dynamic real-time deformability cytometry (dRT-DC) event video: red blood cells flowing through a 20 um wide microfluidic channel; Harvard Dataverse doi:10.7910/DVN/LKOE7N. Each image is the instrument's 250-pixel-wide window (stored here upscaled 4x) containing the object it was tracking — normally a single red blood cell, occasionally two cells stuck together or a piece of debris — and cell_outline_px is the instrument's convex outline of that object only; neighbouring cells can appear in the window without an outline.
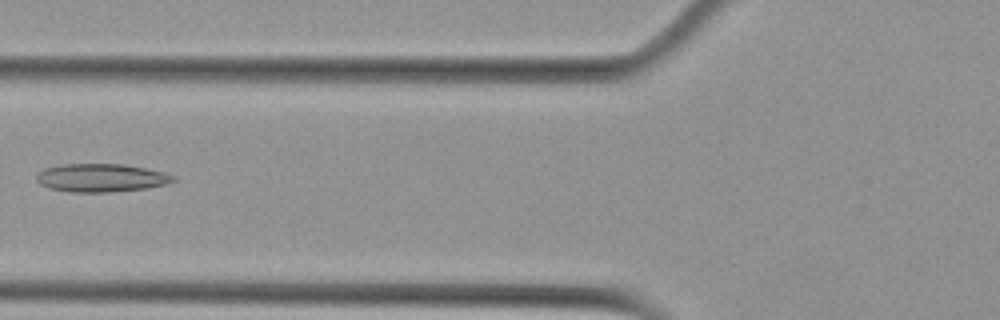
{"species": "Egyptian fruit bat (a non-hibernating species)", "species_latin": "Rousettus aegyptiacus", "temperature_condition": "cold", "stored_images_in_passage": 6, "camera_frame_rate_fps": 3000, "um_per_image_px": 0.085, "animal": {"sex": "female"}, "frame": {"image": 1, "passage_image": 5, "time_ms": 5.667, "image_size_px": [1000, 320], "cell_outline_px": [[176, 180], [164, 184], [148, 188], [108, 192], [72, 192], [48, 188], [40, 184], [36, 180], [36, 176], [44, 168], [60, 164], [124, 164], [164, 172], [176, 176]], "centroid_in_image_um": [8.58, 15.11], "position_along_channel_um": 117.2, "area_um2": 22.48}}
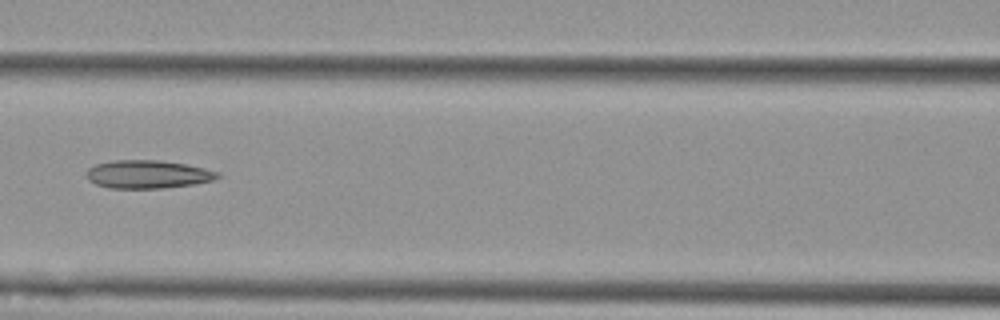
{"frame": {"image": 2, "passage_image": 6, "time_ms": 6.667, "image_size_px": [1000, 320], "cell_outline_px": [[220, 176], [212, 180], [196, 184], [164, 188], [108, 188], [96, 184], [88, 180], [84, 172], [88, 168], [96, 164], [112, 160], [160, 160], [184, 164], [204, 168], [220, 172]], "centroid_in_image_um": [12.53, 14.81], "position_along_channel_um": 154.1, "area_um2": 21.68}}